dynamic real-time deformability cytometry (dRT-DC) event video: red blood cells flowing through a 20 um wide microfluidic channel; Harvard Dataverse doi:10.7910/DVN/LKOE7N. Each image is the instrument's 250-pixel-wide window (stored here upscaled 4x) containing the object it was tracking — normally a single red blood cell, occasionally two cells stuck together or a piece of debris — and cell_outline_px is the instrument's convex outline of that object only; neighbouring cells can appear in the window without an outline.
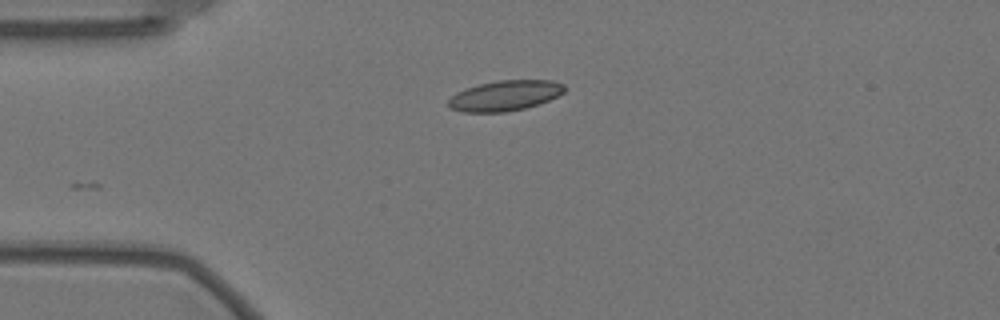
{"species": "Egyptian fruit bat (a non-hibernating species)", "species_latin": "Rousettus aegyptiacus", "temperature_condition": "warm", "stored_images_in_passage": 18, "camera_frame_rate_fps": 3000, "um_per_image_px": 0.085, "animal": {"sex": "female"}, "frame": {"image": 1, "passage_image": 1, "time_ms": 0.0, "image_size_px": [1000, 320], "cell_outline_px": [[564, 92], [548, 100], [524, 108], [504, 112], [464, 112], [448, 108], [448, 100], [456, 92], [480, 84], [500, 80], [552, 80], [564, 84]], "centroid_in_image_um": [42.9, 8.13], "position_along_channel_um": 42.1, "area_um2": 20.29}}
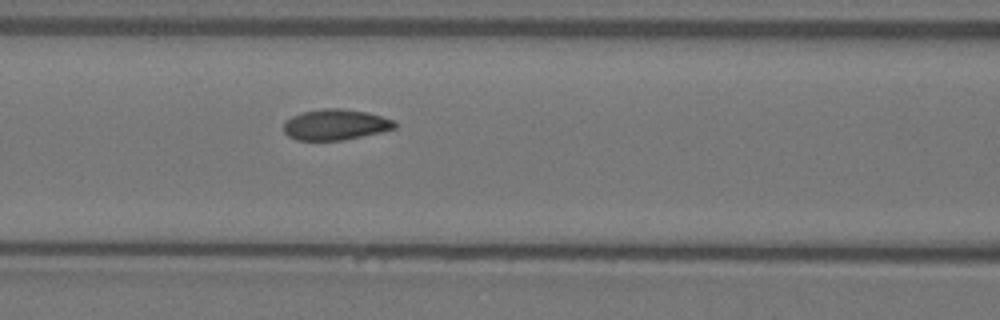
{"frame": {"image": 2, "passage_image": 11, "time_ms": 3.333, "image_size_px": [1000, 320], "cell_outline_px": [[396, 128], [380, 132], [344, 140], [296, 140], [288, 136], [284, 132], [284, 120], [300, 112], [324, 108], [340, 108], [364, 112], [380, 116], [392, 120], [396, 124]], "centroid_in_image_um": [28.45, 10.59], "position_along_channel_um": 138.1, "area_um2": 19.83}}
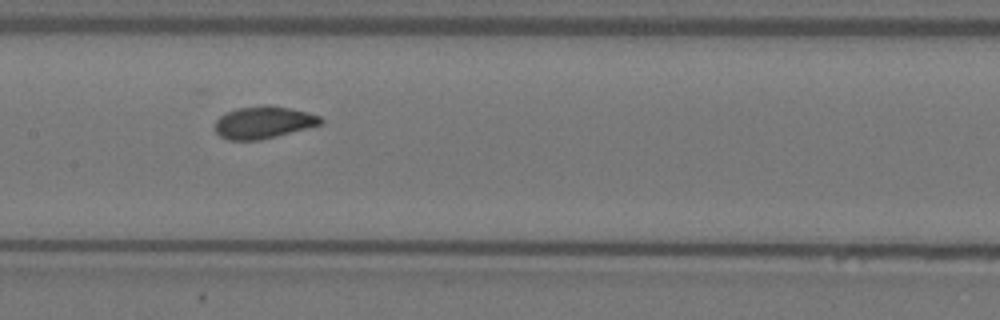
{"frame": {"image": 3, "passage_image": 15, "time_ms": 4.667, "image_size_px": [1000, 320], "cell_outline_px": [[324, 120], [320, 124], [276, 136], [260, 140], [228, 140], [220, 136], [216, 132], [216, 120], [224, 112], [236, 108], [264, 104], [268, 104], [292, 108], [308, 112], [320, 116]], "centroid_in_image_um": [22.37, 10.38], "position_along_channel_um": 185.0, "area_um2": 19.94}}